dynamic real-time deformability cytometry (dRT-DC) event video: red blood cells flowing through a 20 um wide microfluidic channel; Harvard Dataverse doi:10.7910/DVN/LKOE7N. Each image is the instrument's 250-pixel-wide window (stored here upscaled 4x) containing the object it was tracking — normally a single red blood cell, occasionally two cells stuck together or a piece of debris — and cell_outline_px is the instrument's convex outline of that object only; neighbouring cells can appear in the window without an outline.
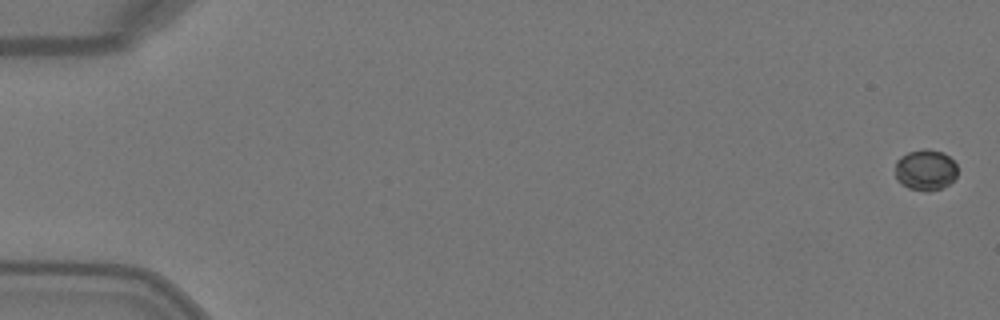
{"species": "Egyptian fruit bat (a non-hibernating species)", "species_latin": "Rousettus aegyptiacus", "temperature_condition": "warm", "stored_images_in_passage": 5, "camera_frame_rate_fps": 3000, "um_per_image_px": 0.085, "animal": {"sex": "female"}, "frame": {"image": 1, "passage_image": 1, "time_ms": 0.0, "image_size_px": [1000, 320], "cell_outline_px": [[956, 176], [948, 184], [940, 188], [928, 192], [908, 188], [896, 180], [896, 160], [900, 156], [908, 152], [924, 148], [928, 148], [944, 152], [956, 164]], "centroid_in_image_um": [78.64, 14.43], "position_along_channel_um": 6.4, "area_um2": 14.91}}
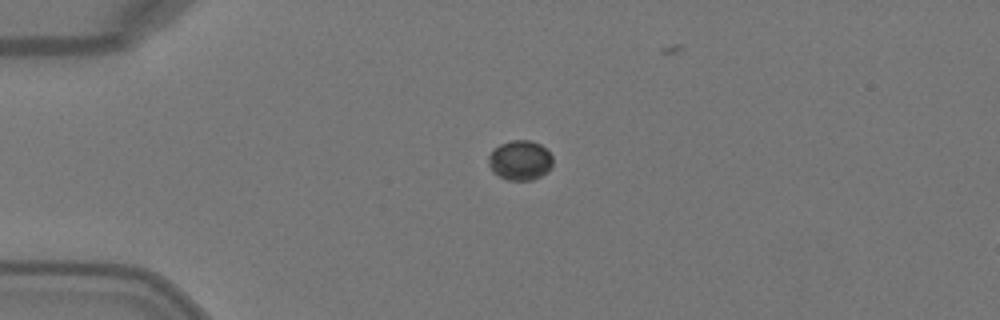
{"frame": {"image": 2, "passage_image": 4, "time_ms": 1.0, "image_size_px": [1000, 320], "cell_outline_px": [[552, 168], [540, 176], [532, 180], [508, 180], [492, 172], [488, 164], [488, 156], [500, 144], [512, 140], [532, 140], [540, 144], [552, 156]], "centroid_in_image_um": [44.21, 13.63], "position_along_channel_um": 40.8, "area_um2": 14.85}}